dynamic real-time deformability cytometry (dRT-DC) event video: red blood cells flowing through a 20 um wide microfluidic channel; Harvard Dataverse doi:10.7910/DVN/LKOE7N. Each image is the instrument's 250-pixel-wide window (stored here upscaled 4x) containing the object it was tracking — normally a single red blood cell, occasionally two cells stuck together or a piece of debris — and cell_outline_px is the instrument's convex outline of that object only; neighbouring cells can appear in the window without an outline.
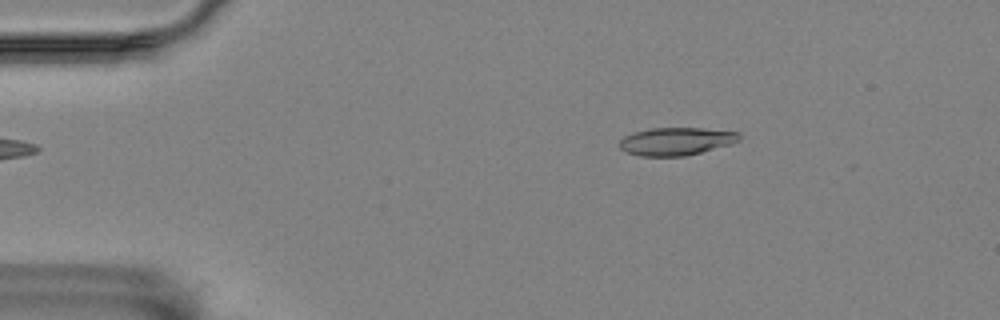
{"species": "Egyptian fruit bat (a non-hibernating species)", "species_latin": "Rousettus aegyptiacus", "temperature_condition": "room temperature", "stored_images_in_passage": 48, "camera_frame_rate_fps": 3000, "um_per_image_px": 0.085, "animal": {"sex": "female"}, "frame": {"image": 1, "passage_image": 1, "time_ms": 0.0, "image_size_px": [1000, 320], "cell_outline_px": [[740, 140], [732, 144], [684, 156], [640, 156], [624, 152], [620, 148], [620, 140], [624, 136], [632, 132], [652, 128], [704, 128], [740, 132]], "centroid_in_image_um": [57.47, 12.01], "position_along_channel_um": 27.5, "area_um2": 19.54}}
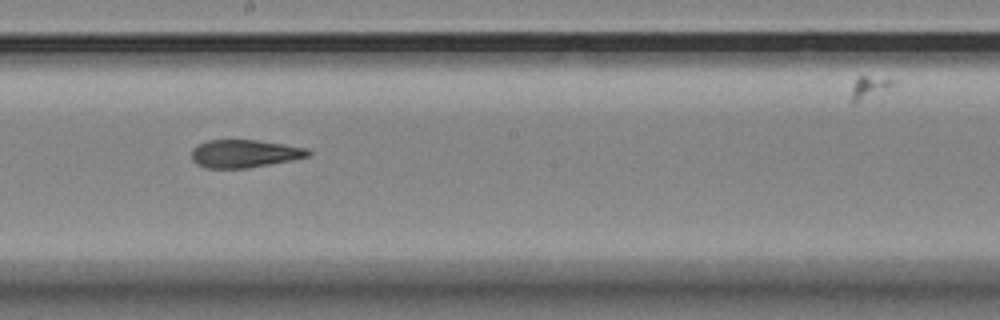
{"frame": {"image": 2, "passage_image": 23, "time_ms": 7.333, "image_size_px": [1000, 320], "cell_outline_px": [[312, 156], [292, 160], [248, 168], [204, 168], [196, 164], [192, 160], [192, 148], [208, 140], [256, 140], [308, 148], [312, 152]], "centroid_in_image_um": [20.8, 13.06], "position_along_channel_um": 227.4, "area_um2": 19.02}}
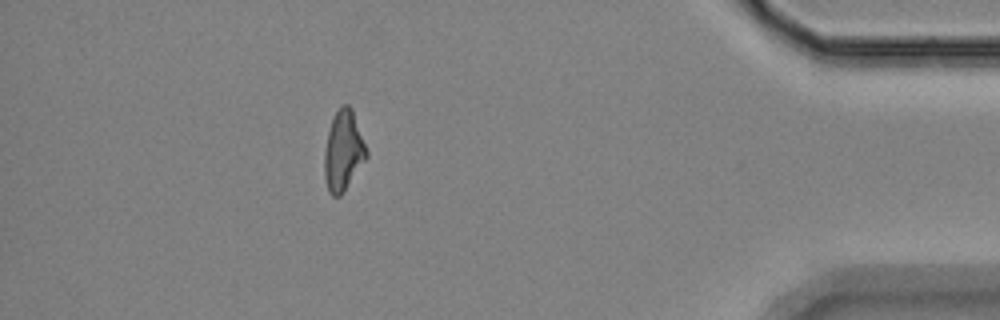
{"frame": {"image": 3, "passage_image": 42, "time_ms": 13.667, "image_size_px": [1000, 320], "cell_outline_px": [[368, 156], [340, 196], [332, 196], [328, 192], [324, 176], [324, 152], [328, 132], [332, 120], [340, 104], [348, 104], [352, 108], [368, 152]], "centroid_in_image_um": [29.17, 12.81], "position_along_channel_um": 406.0, "area_um2": 19.54}, "authors_computed_cell_mechanics": {"area_um2": 19.4786, "velocity_mm_per_s": 3.5351, "shape_relaxation_time_tau1_ms": null, "shape_relaxation_time_tau2_ms": 4.4822, "deformation_change_tau1": null, "deformation_change_tau2": 0.1371}}